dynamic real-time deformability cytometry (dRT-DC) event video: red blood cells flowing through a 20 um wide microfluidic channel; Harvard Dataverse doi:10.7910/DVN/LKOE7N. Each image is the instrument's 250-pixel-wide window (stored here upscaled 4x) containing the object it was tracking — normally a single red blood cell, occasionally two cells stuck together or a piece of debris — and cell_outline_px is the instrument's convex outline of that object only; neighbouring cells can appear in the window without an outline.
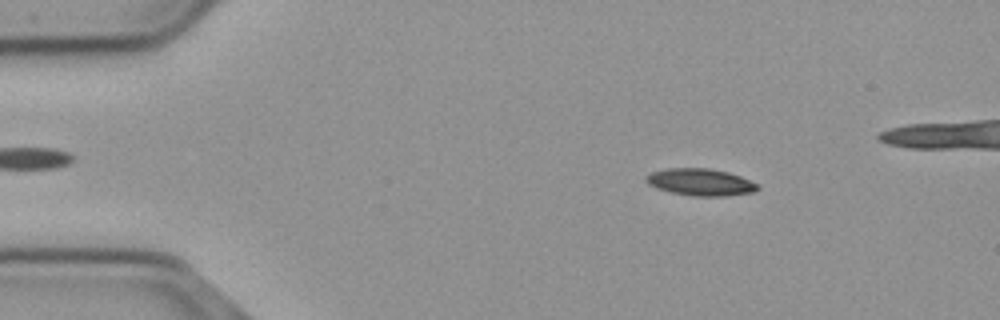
{"species": "common noctule bat (a hibernating species)", "species_latin": "Nyctalus noctula", "temperature_condition": "cold", "stored_images_in_passage": 41, "camera_frame_rate_fps": 3000, "um_per_image_px": 0.085, "animal": {"sex": "male", "body_mass_g": 23.1, "forearm_length_mm": 52.7}, "frame": {"image": 1, "passage_image": 3, "time_ms": 0.667, "image_size_px": [1000, 320], "cell_outline_px": [[760, 188], [756, 192], [724, 196], [692, 196], [672, 192], [656, 188], [648, 184], [644, 180], [644, 176], [652, 172], [664, 168], [708, 168], [728, 172], [740, 176], [756, 184]], "centroid_in_image_um": [59.5, 15.48], "position_along_channel_um": 25.5, "area_um2": 17.63}}
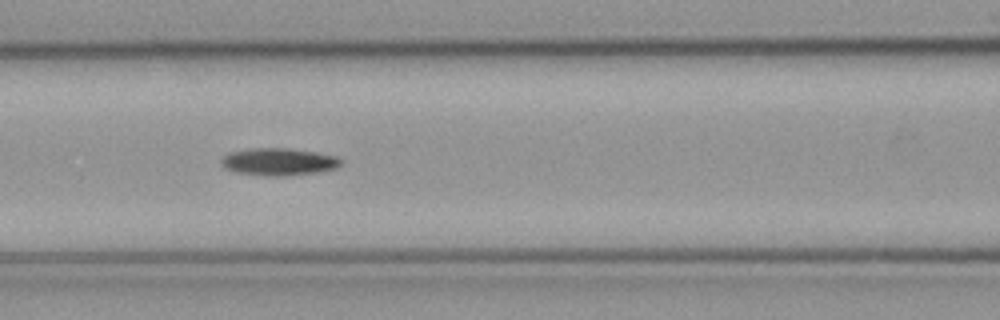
{"frame": {"image": 2, "passage_image": 18, "time_ms": 5.667, "image_size_px": [1000, 320], "cell_outline_px": [[340, 164], [336, 168], [320, 172], [284, 176], [264, 176], [236, 172], [228, 168], [220, 160], [224, 156], [232, 152], [252, 148], [288, 148], [316, 152], [336, 156], [340, 160]], "centroid_in_image_um": [23.72, 13.75], "position_along_channel_um": 142.9, "area_um2": 18.84}}
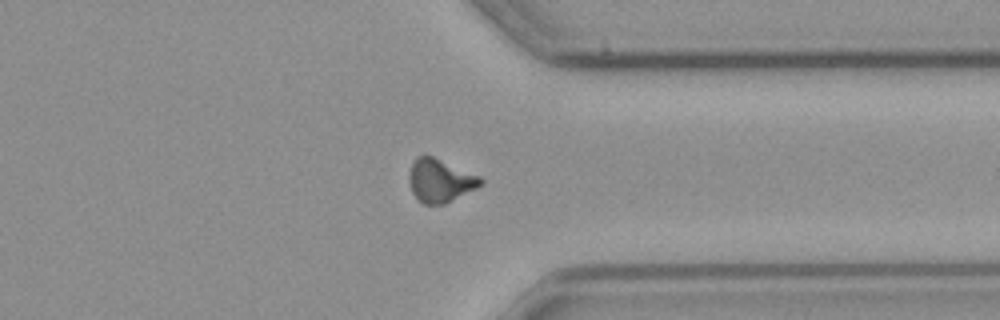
{"frame": {"image": 3, "passage_image": 37, "time_ms": 12.0, "image_size_px": [1000, 320], "cell_outline_px": [[484, 184], [444, 204], [424, 204], [412, 192], [408, 176], [412, 160], [416, 156], [432, 156], [480, 176], [484, 180]], "centroid_in_image_um": [37.41, 15.33], "position_along_channel_um": 374.0, "area_um2": 17.86}, "authors_computed_cell_mechanics": {"area_um2": 17.8024, "velocity_mm_per_s": 3.7036, "shape_relaxation_time_tau1_ms": 5.7271, "shape_relaxation_time_tau2_ms": null, "deformation_change_tau1": 0.1476, "deformation_change_tau2": null}}